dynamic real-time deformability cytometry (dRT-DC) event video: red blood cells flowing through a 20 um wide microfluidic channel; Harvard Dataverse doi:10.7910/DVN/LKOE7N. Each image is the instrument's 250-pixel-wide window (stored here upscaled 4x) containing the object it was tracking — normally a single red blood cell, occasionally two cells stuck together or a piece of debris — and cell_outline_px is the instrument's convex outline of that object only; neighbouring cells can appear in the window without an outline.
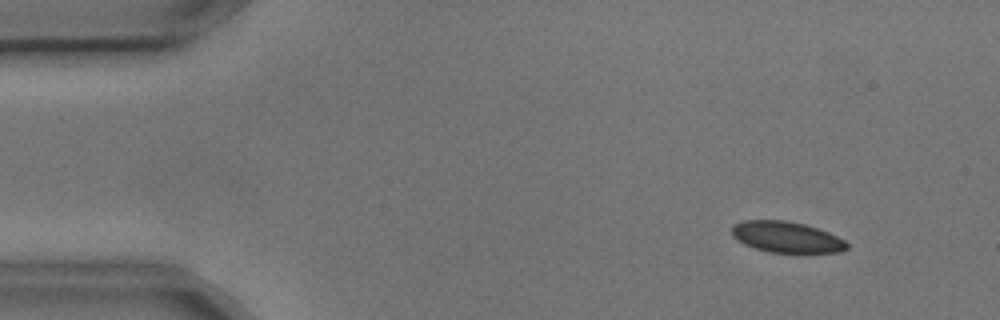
{"species": "common noctule bat (a hibernating species)", "species_latin": "Nyctalus noctula", "temperature_condition": "cold", "stored_images_in_passage": 4, "camera_frame_rate_fps": 3000, "um_per_image_px": 0.085, "animal": {"sex": "male", "body_mass_g": 17.9, "forearm_length_mm": 54.2}, "frame": {"image": 1, "passage_image": 2, "time_ms": 0.333, "image_size_px": [1000, 320], "cell_outline_px": [[848, 248], [840, 252], [772, 252], [756, 248], [744, 244], [736, 240], [732, 236], [732, 224], [744, 220], [784, 220], [804, 224], [828, 232], [844, 240], [848, 244]], "centroid_in_image_um": [66.82, 20.14], "position_along_channel_um": 18.2, "area_um2": 20.63}}